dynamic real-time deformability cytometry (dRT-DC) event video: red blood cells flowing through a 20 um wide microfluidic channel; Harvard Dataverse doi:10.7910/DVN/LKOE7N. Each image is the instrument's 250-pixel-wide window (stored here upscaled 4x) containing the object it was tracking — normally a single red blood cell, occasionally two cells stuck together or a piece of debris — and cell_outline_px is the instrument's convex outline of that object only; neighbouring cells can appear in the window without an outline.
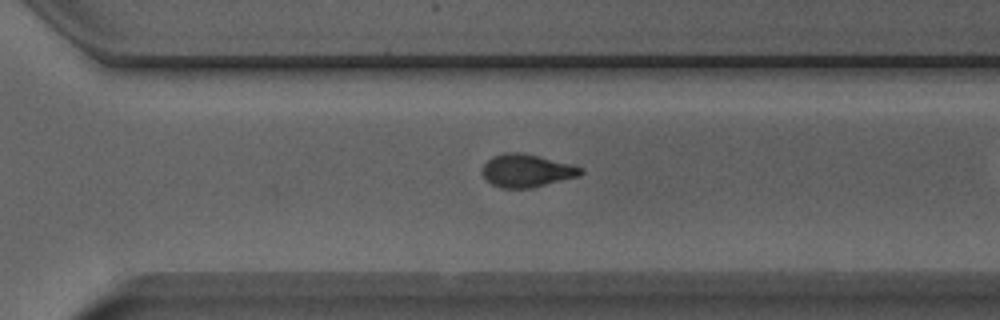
{"species": "Egyptian fruit bat (a non-hibernating species)", "species_latin": "Rousettus aegyptiacus", "temperature_condition": "room temperature", "stored_images_in_passage": 28, "camera_frame_rate_fps": 3000, "um_per_image_px": 0.085, "animal": {"sex": "male"}, "frame": {"image": 1, "passage_image": 24, "time_ms": 7.667, "image_size_px": [1000, 320], "cell_outline_px": [[584, 172], [576, 176], [532, 188], [500, 188], [492, 184], [484, 176], [484, 164], [492, 156], [504, 152], [520, 152], [572, 164], [584, 168]], "centroid_in_image_um": [44.77, 14.5], "position_along_channel_um": 325.8, "area_um2": 18.61}}